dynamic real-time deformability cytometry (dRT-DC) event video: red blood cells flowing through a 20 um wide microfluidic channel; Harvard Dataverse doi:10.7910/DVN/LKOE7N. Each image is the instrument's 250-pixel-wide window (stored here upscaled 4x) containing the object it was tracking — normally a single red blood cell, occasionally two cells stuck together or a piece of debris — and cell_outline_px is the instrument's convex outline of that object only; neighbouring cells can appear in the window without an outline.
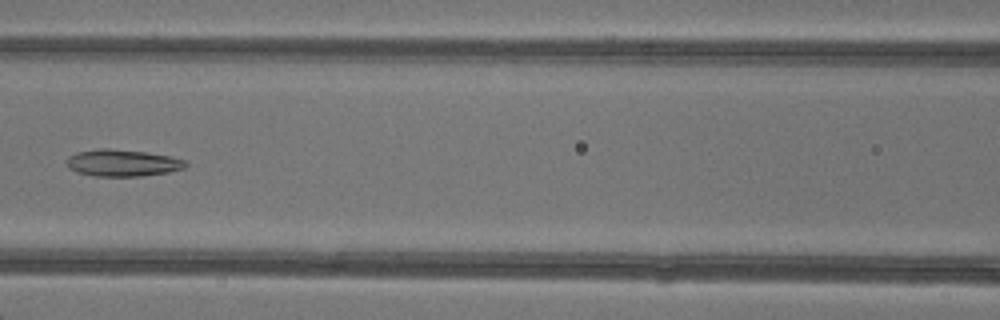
{"species": "common noctule bat (a hibernating species)", "species_latin": "Nyctalus noctula", "temperature_condition": "warm", "stored_images_in_passage": 6, "camera_frame_rate_fps": 3000, "um_per_image_px": 0.085, "animal": {"sex": "female"}, "frame": {"image": 1, "passage_image": 6, "time_ms": 6.0, "image_size_px": [1000, 320], "cell_outline_px": [[188, 164], [184, 168], [168, 172], [140, 176], [96, 176], [76, 172], [68, 168], [68, 156], [76, 152], [100, 148], [104, 148], [144, 152], [168, 156], [184, 160]], "centroid_in_image_um": [10.38, 13.85], "position_along_channel_um": 156.2, "area_um2": 18.38}}